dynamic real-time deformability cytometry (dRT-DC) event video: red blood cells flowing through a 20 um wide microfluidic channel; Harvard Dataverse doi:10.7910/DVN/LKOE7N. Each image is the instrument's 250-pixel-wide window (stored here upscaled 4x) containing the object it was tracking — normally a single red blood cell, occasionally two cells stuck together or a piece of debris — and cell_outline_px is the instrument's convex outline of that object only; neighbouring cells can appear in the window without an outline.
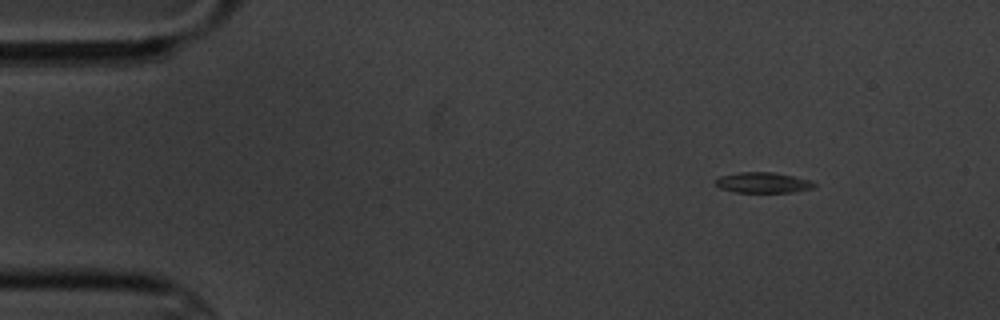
{"species": "common noctule bat (a hibernating species)", "species_latin": "Nyctalus noctula", "temperature_condition": "cold", "stored_images_in_passage": 3, "camera_frame_rate_fps": 3000, "um_per_image_px": 0.085, "animal": {"sex": "male", "body_mass_g": 20.1, "forearm_length_mm": 53.5}, "frame": {"image": 1, "passage_image": 1, "time_ms": 0.0, "image_size_px": [1000, 320], "cell_outline_px": [[816, 188], [792, 192], [736, 192], [720, 188], [716, 184], [716, 180], [720, 176], [740, 172], [772, 172], [792, 176], [808, 180], [816, 184]], "centroid_in_image_um": [64.87, 15.53], "position_along_channel_um": 20.1, "area_um2": 11.68}}
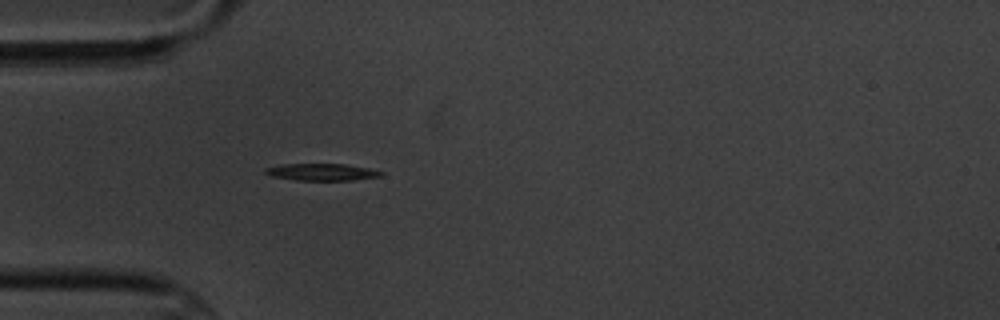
{"frame": {"image": 2, "passage_image": 3, "time_ms": 3.333, "image_size_px": [1000, 320], "cell_outline_px": [[384, 176], [352, 180], [296, 180], [272, 176], [264, 172], [264, 168], [284, 164], [344, 164], [368, 168], [384, 172]], "centroid_in_image_um": [27.38, 14.62], "position_along_channel_um": 57.6, "area_um2": 11.39}}